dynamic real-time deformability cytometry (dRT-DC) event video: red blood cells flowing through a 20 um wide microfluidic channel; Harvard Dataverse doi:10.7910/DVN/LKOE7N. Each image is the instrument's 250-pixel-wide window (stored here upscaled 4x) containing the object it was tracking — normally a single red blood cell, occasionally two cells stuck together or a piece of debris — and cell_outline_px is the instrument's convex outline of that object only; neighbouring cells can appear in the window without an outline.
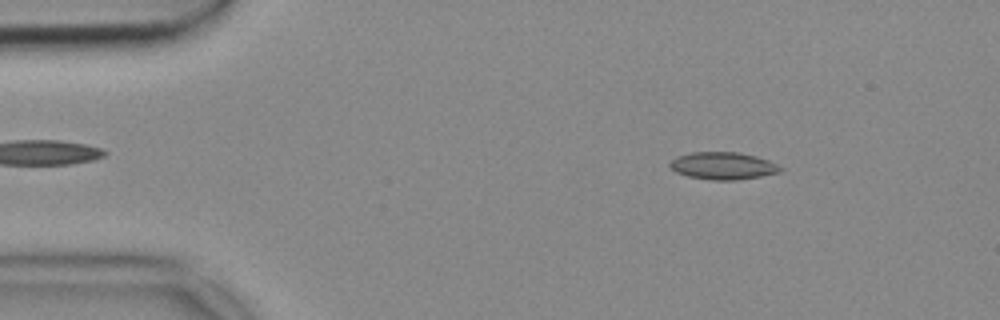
{"species": "common noctule bat (a hibernating species)", "species_latin": "Nyctalus noctula", "temperature_condition": "cold", "stored_images_in_passage": 53, "camera_frame_rate_fps": 3000, "um_per_image_px": 0.085, "animal": {"sex": "female", "body_mass_g": 18.4}, "frame": {"image": 1, "passage_image": 7, "time_ms": 2.0, "image_size_px": [1000, 320], "cell_outline_px": [[784, 168], [780, 172], [760, 176], [736, 180], [712, 180], [688, 176], [676, 172], [668, 164], [676, 156], [692, 152], [740, 152], [756, 156], [768, 160]], "centroid_in_image_um": [61.46, 14.09], "position_along_channel_um": 23.5, "area_um2": 17.57}}
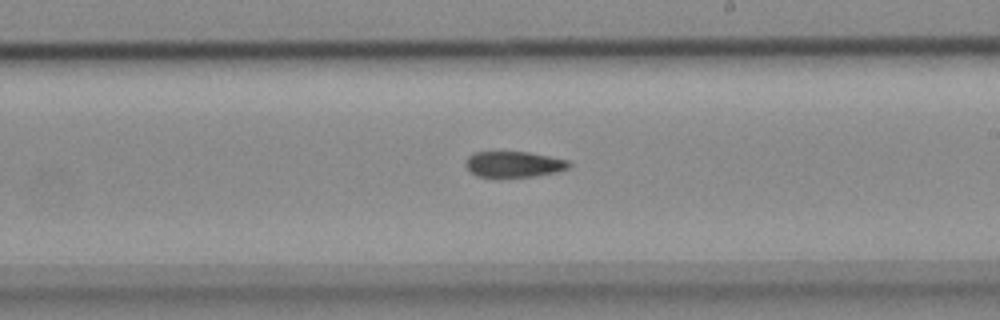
{"frame": {"image": 2, "passage_image": 30, "time_ms": 9.667, "image_size_px": [1000, 320], "cell_outline_px": [[572, 164], [568, 168], [556, 172], [536, 176], [476, 176], [464, 164], [468, 156], [476, 152], [528, 152], [568, 160]], "centroid_in_image_um": [43.69, 13.95], "position_along_channel_um": 245.3, "area_um2": 15.32}}
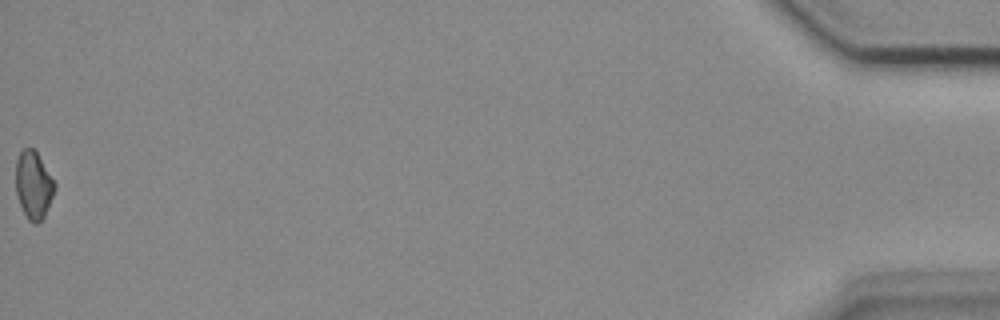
{"frame": {"image": 3, "passage_image": 53, "time_ms": 17.333, "image_size_px": [1000, 320], "cell_outline_px": [[56, 188], [44, 216], [36, 224], [32, 224], [28, 220], [20, 204], [16, 192], [16, 160], [20, 152], [24, 148], [32, 148], [36, 152], [56, 184]], "centroid_in_image_um": [2.84, 15.74], "position_along_channel_um": 432.4, "area_um2": 15.09}}